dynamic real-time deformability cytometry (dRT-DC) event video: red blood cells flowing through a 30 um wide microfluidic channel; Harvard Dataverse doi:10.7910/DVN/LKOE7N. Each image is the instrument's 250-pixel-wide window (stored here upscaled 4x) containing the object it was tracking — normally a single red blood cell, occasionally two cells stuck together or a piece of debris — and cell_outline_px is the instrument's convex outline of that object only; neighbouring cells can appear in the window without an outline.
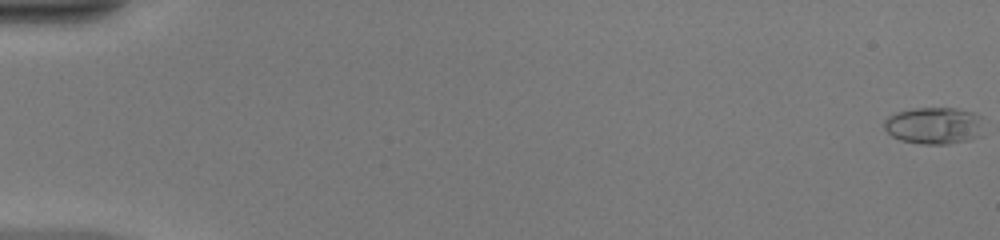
{"species": "common noctule bat (a hibernating species)", "species_latin": "Nyctalus noctula", "temperature_condition": "warm", "stored_images_in_passage": 51, "camera_frame_rate_fps": 3000, "um_per_image_px": 0.085, "animal": {"sex": "female", "body_mass_g": 20.0, "forearm_length_mm": 54.0}, "frame": {"image": 1, "passage_image": 1, "time_ms": 0.0, "image_size_px": [1000, 240], "cell_outline_px": [[984, 136], [972, 140], [948, 144], [920, 144], [900, 140], [892, 136], [884, 128], [884, 120], [888, 116], [896, 112], [912, 108], [956, 108], [976, 112], [984, 116]], "centroid_in_image_um": [79.5, 10.68], "position_along_channel_um": 5.5, "area_um2": 22.31}}
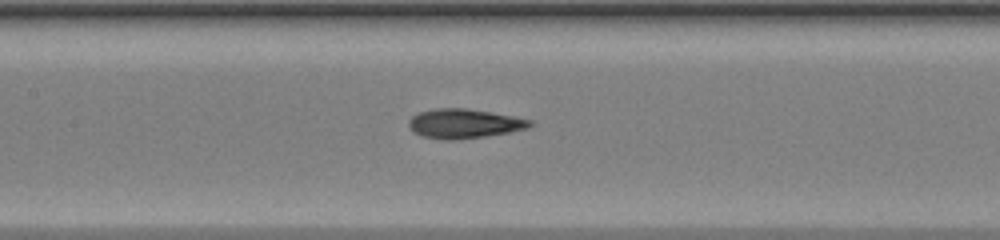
{"frame": {"image": 2, "passage_image": 26, "time_ms": 8.333, "image_size_px": [1000, 240], "cell_outline_px": [[536, 124], [528, 128], [508, 132], [484, 136], [456, 140], [444, 140], [424, 136], [412, 132], [408, 128], [408, 120], [412, 116], [420, 112], [432, 108], [464, 108], [492, 112], [532, 120]], "centroid_in_image_um": [39.43, 10.5], "position_along_channel_um": 168.0, "area_um2": 20.87}}
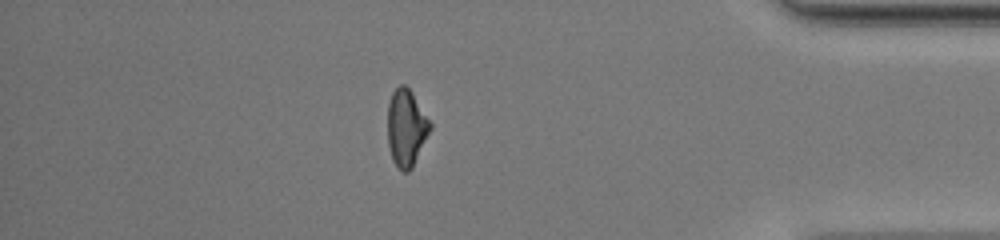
{"frame": {"image": 3, "passage_image": 45, "time_ms": 14.667, "image_size_px": [1000, 240], "cell_outline_px": [[432, 128], [412, 168], [408, 172], [400, 172], [396, 168], [392, 160], [388, 144], [388, 104], [392, 92], [400, 84], [404, 84], [412, 92], [432, 124]], "centroid_in_image_um": [34.53, 10.9], "position_along_channel_um": 400.7, "area_um2": 19.25}, "authors_computed_cell_mechanics": {"area_um2": 20.4034, "velocity_mm_per_s": 4.1901, "shape_relaxation_time_tau1_ms": 5.6489, "shape_relaxation_time_tau2_ms": 1.2828, "deformation_change_tau1": 0.2563, "deformation_change_tau2": 0.0847}}